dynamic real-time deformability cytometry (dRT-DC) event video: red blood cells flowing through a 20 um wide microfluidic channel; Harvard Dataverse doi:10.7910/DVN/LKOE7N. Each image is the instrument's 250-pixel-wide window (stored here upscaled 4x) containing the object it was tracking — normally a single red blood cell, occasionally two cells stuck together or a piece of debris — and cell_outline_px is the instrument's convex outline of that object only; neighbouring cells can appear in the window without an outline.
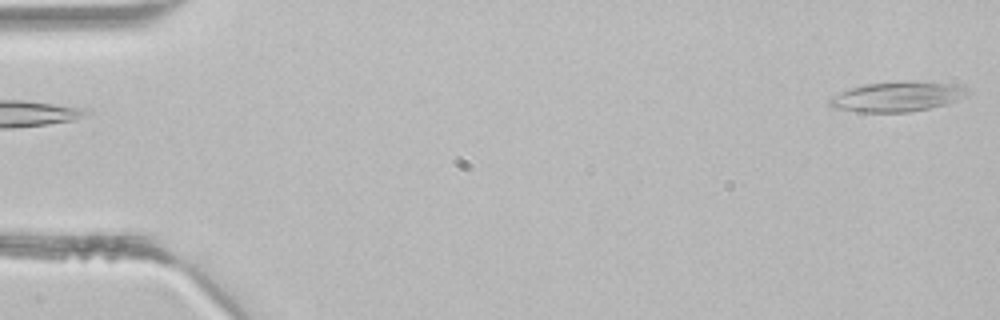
{"species": "common noctule bat (a hibernating species)", "species_latin": "Nyctalus noctula", "temperature_condition": "room temperature", "stored_images_in_passage": 3, "camera_frame_rate_fps": 3000, "um_per_image_px": 0.085, "animal": {"sex": "male", "body_mass_g": 21.5, "forearm_length_mm": 52.0}, "frame": {"image": 1, "passage_image": 1, "time_ms": 0.0, "image_size_px": [1000, 320], "cell_outline_px": [[972, 92], [956, 100], [944, 104], [928, 108], [908, 112], [856, 112], [836, 108], [828, 104], [828, 100], [832, 96], [848, 88], [864, 84], [964, 84]], "centroid_in_image_um": [76.22, 8.26], "position_along_channel_um": 8.8, "area_um2": 23.0}}